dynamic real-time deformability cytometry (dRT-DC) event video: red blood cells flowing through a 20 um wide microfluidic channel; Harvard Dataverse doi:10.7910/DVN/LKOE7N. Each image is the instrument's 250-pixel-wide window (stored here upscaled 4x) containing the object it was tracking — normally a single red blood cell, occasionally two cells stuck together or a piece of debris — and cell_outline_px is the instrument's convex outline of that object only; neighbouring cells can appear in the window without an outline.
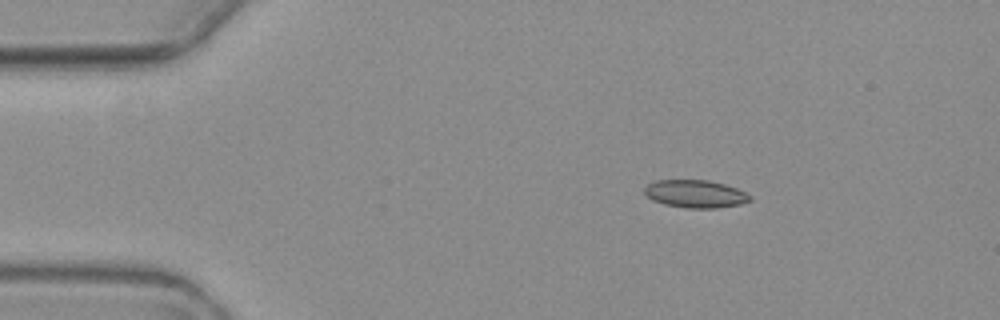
{"species": "common noctule bat (a hibernating species)", "species_latin": "Nyctalus noctula", "temperature_condition": "warm", "stored_images_in_passage": 4, "camera_frame_rate_fps": 3000, "um_per_image_px": 0.085, "animal": {"sex": "female", "body_mass_g": 19.3, "forearm_length_mm": 54.1}, "frame": {"image": 1, "passage_image": 2, "time_ms": 1.333, "image_size_px": [1000, 320], "cell_outline_px": [[752, 200], [740, 204], [716, 208], [688, 208], [664, 204], [652, 200], [644, 192], [644, 188], [648, 184], [656, 180], [708, 180], [724, 184], [736, 188], [752, 196]], "centroid_in_image_um": [59.11, 16.48], "position_along_channel_um": 25.9, "area_um2": 16.99}}
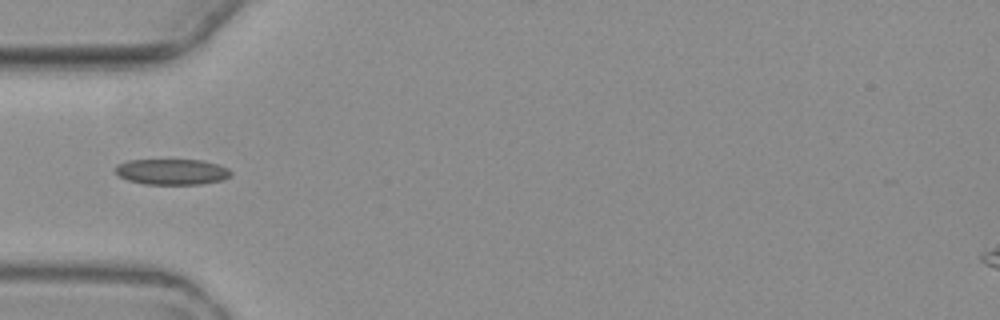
{"frame": {"image": 2, "passage_image": 4, "time_ms": 4.333, "image_size_px": [1000, 320], "cell_outline_px": [[232, 172], [228, 176], [220, 180], [200, 184], [144, 184], [128, 180], [120, 176], [116, 172], [116, 164], [128, 160], [204, 160], [228, 168]], "centroid_in_image_um": [14.59, 14.59], "position_along_channel_um": 70.4, "area_um2": 17.17}}